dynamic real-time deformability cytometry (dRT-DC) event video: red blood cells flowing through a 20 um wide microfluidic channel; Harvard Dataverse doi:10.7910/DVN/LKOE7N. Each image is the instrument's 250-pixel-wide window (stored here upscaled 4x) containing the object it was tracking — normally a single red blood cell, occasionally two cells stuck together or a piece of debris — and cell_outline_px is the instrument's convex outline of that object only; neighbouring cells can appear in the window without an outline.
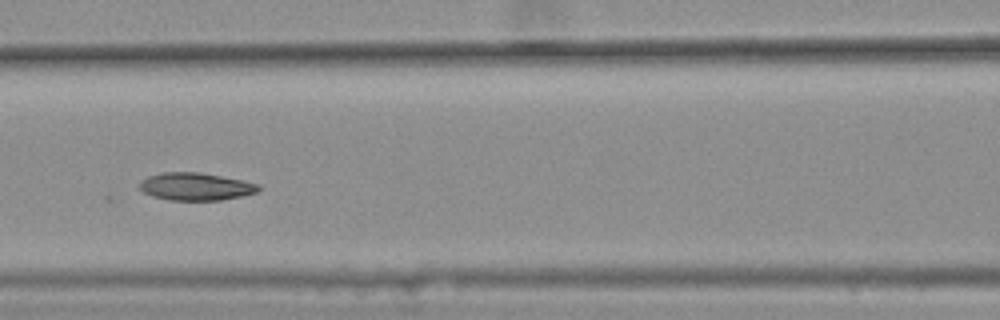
{"species": "common noctule bat (a hibernating species)", "species_latin": "Nyctalus noctula", "temperature_condition": "warm", "stored_images_in_passage": 8, "camera_frame_rate_fps": 3000, "um_per_image_px": 0.085, "animal": {"sex": "female", "body_mass_g": 25.1}, "frame": {"image": 1, "passage_image": 6, "time_ms": 1.667, "image_size_px": [1000, 320], "cell_outline_px": [[260, 188], [256, 192], [240, 196], [220, 200], [172, 200], [152, 196], [144, 192], [140, 188], [140, 180], [148, 176], [164, 172], [200, 172], [260, 184]], "centroid_in_image_um": [16.61, 15.85], "position_along_channel_um": 150.0, "area_um2": 18.9}}
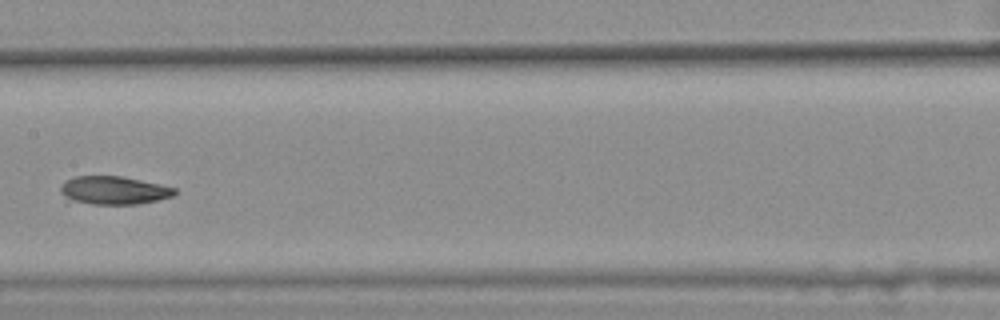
{"frame": {"image": 2, "passage_image": 7, "time_ms": 2.0, "image_size_px": [1000, 320], "cell_outline_px": [[180, 192], [172, 196], [156, 200], [136, 204], [64, 204], [60, 192], [60, 184], [64, 180], [76, 176], [120, 176], [160, 184], [176, 188]], "centroid_in_image_um": [9.53, 16.2], "position_along_channel_um": 197.9, "area_um2": 19.48}}
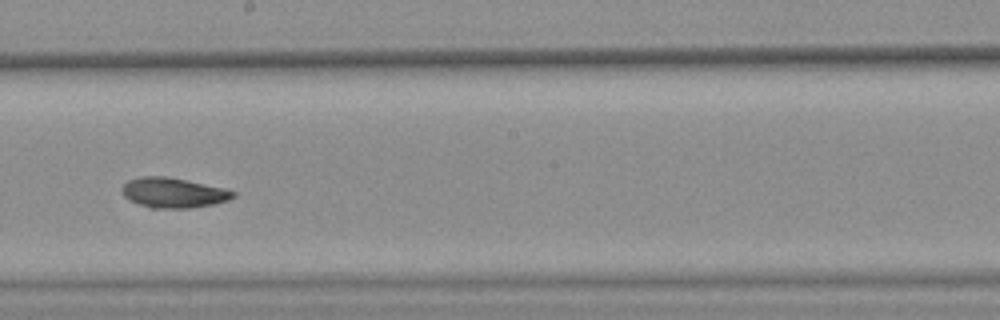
{"frame": {"image": 3, "passage_image": 8, "time_ms": 2.333, "image_size_px": [1000, 320], "cell_outline_px": [[236, 196], [228, 200], [212, 204], [188, 208], [152, 208], [140, 204], [124, 196], [120, 192], [120, 188], [128, 180], [140, 176], [164, 176], [224, 188], [236, 192]], "centroid_in_image_um": [14.71, 16.38], "position_along_channel_um": 233.5, "area_um2": 19.25}}